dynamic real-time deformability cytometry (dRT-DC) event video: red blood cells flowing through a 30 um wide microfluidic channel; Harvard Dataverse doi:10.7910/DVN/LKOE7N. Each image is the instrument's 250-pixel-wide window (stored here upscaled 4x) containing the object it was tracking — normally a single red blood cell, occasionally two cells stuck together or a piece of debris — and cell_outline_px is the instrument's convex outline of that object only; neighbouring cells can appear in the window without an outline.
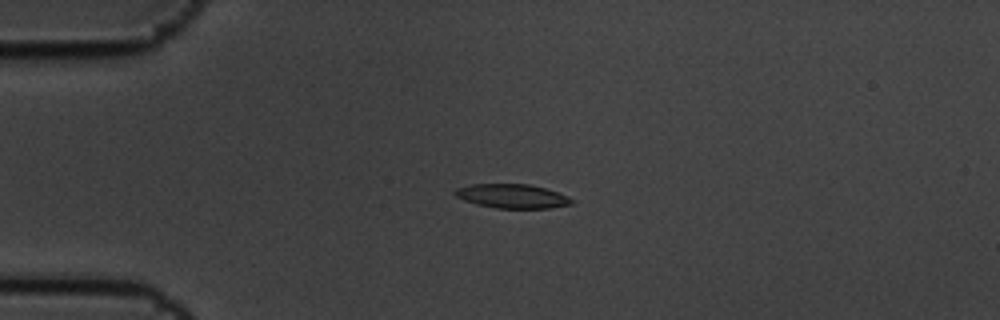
{"species": "common noctule bat (a hibernating species)", "species_latin": "Nyctalus noctula", "temperature_condition": "cold", "stored_images_in_passage": 5, "camera_frame_rate_fps": 3000, "um_per_image_px": 0.085, "animal": {"sex": "male", "body_mass_g": 19.5, "forearm_length_mm": 54.6}, "frame": {"image": 1, "passage_image": 3, "time_ms": 0.667, "image_size_px": [1000, 320], "cell_outline_px": [[576, 200], [572, 204], [548, 208], [496, 208], [476, 204], [464, 200], [456, 196], [452, 192], [456, 188], [472, 184], [532, 184], [568, 196]], "centroid_in_image_um": [43.54, 16.67], "position_along_channel_um": 41.5, "area_um2": 16.42}}
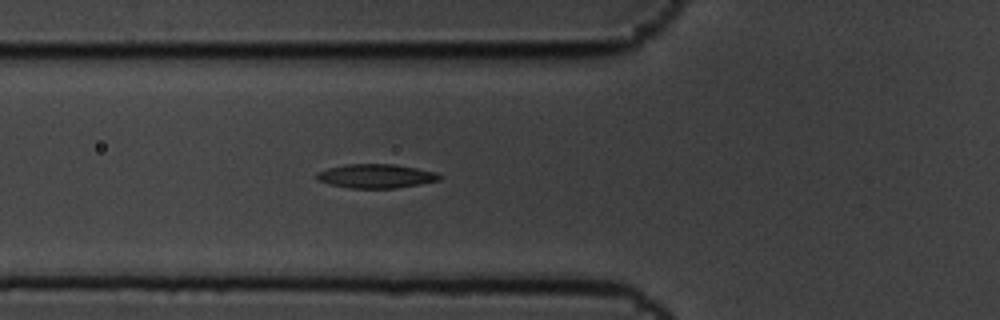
{"frame": {"image": 2, "passage_image": 5, "time_ms": 1.333, "image_size_px": [1000, 320], "cell_outline_px": [[440, 180], [420, 184], [396, 188], [348, 188], [328, 184], [316, 180], [316, 172], [328, 168], [348, 164], [392, 164], [416, 168], [436, 172], [440, 176]], "centroid_in_image_um": [31.91, 14.97], "position_along_channel_um": 93.9, "area_um2": 17.17}}